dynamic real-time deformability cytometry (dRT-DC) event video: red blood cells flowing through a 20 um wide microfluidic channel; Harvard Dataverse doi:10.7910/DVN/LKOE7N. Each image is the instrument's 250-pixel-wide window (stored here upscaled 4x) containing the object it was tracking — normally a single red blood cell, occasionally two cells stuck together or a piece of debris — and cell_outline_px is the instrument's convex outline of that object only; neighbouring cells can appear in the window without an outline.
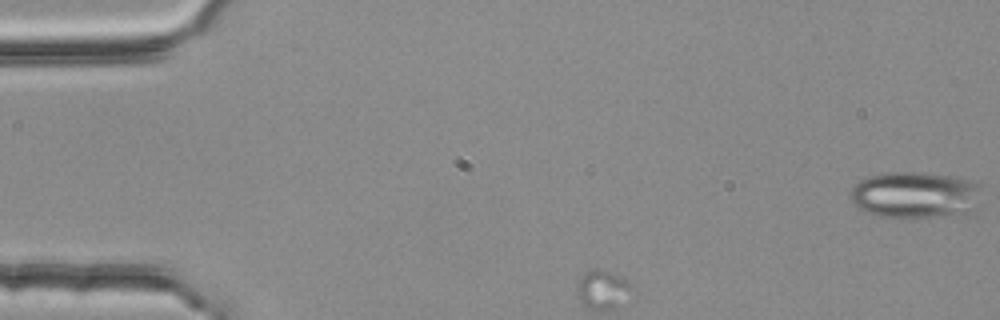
{"species": "common noctule bat (a hibernating species)", "species_latin": "Nyctalus noctula", "temperature_condition": "room temperature", "stored_images_in_passage": 3, "camera_frame_rate_fps": 3000, "um_per_image_px": 0.085, "animal": {"sex": "female", "body_mass_g": 25.1}, "frame": {"image": 1, "passage_image": 1, "time_ms": 0.0, "image_size_px": [1000, 320], "cell_outline_px": [[980, 204], [972, 212], [904, 220], [876, 216], [864, 212], [852, 200], [848, 192], [860, 180], [868, 176], [888, 172], [916, 172], [948, 176], [972, 180], [980, 184]], "centroid_in_image_um": [77.79, 16.6], "position_along_channel_um": 7.2, "area_um2": 36.36}}